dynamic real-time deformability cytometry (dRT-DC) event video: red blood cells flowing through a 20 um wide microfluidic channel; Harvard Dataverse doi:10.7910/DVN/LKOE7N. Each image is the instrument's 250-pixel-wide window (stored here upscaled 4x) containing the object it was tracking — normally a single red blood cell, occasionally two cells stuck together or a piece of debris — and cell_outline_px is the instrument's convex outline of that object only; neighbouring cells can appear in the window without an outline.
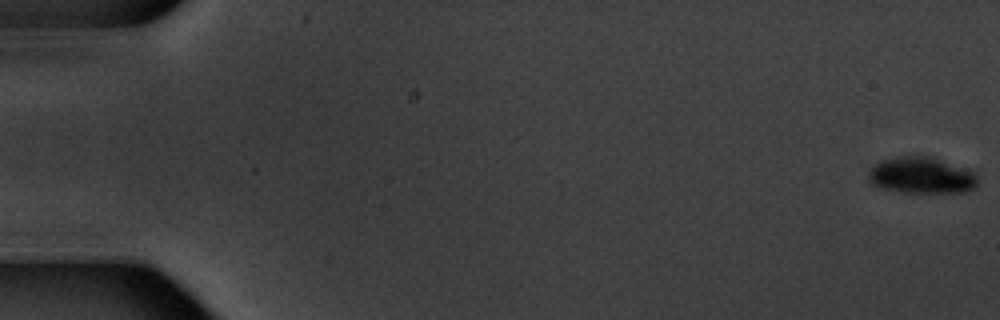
{"species": "common noctule bat (a hibernating species)", "species_latin": "Nyctalus noctula", "temperature_condition": "warm", "stored_images_in_passage": 6, "camera_frame_rate_fps": 3000, "um_per_image_px": 0.085, "animal": {"sex": "male", "body_mass_g": 20.1, "forearm_length_mm": 53.5}, "frame": {"image": 1, "passage_image": 1, "time_ms": 0.0, "image_size_px": [1000, 320], "cell_outline_px": [[980, 180], [976, 188], [968, 192], [904, 192], [880, 188], [872, 184], [868, 180], [868, 172], [872, 164], [880, 160], [900, 156], [932, 156], [976, 172]], "centroid_in_image_um": [78.35, 14.9], "position_along_channel_um": 6.7, "area_um2": 23.7}}
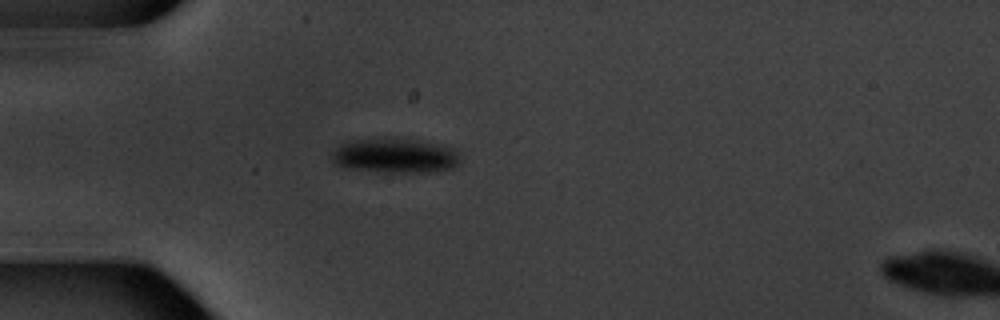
{"frame": {"image": 2, "passage_image": 5, "time_ms": 5.667, "image_size_px": [1000, 320], "cell_outline_px": [[460, 164], [452, 168], [428, 172], [388, 172], [344, 168], [336, 164], [332, 160], [332, 152], [340, 144], [348, 140], [416, 140], [444, 144], [456, 148], [460, 156]], "centroid_in_image_um": [33.63, 13.25], "position_along_channel_um": 51.4, "area_um2": 25.78}}